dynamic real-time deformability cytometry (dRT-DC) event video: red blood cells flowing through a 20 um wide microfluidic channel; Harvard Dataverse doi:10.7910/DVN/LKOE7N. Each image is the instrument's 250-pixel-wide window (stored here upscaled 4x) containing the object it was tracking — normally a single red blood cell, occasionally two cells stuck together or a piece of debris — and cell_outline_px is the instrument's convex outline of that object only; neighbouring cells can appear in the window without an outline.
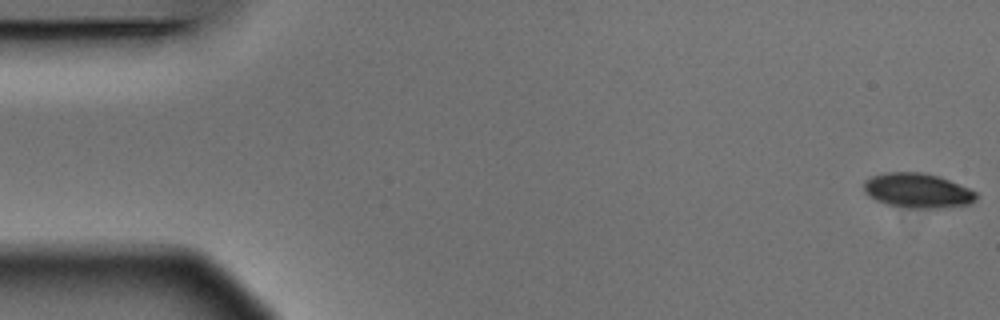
{"species": "Egyptian fruit bat (a non-hibernating species)", "species_latin": "Rousettus aegyptiacus", "temperature_condition": "warm", "stored_images_in_passage": 5, "camera_frame_rate_fps": 3000, "um_per_image_px": 0.085, "animal": {"sex": "male"}, "frame": {"image": 1, "passage_image": 1, "time_ms": 0.0, "image_size_px": [1000, 320], "cell_outline_px": [[980, 196], [976, 200], [968, 204], [940, 208], [920, 208], [888, 204], [876, 200], [868, 196], [864, 192], [864, 180], [872, 176], [884, 172], [924, 172], [948, 180], [968, 188], [976, 192]], "centroid_in_image_um": [77.98, 16.19], "position_along_channel_um": 7.0, "area_um2": 22.54}}
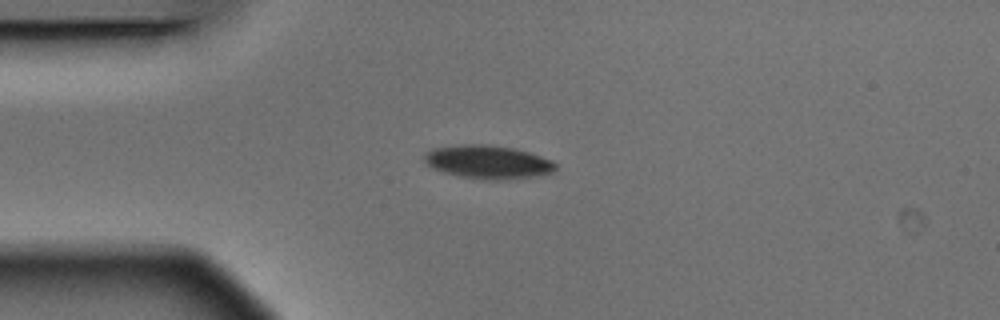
{"frame": {"image": 2, "passage_image": 4, "time_ms": 1.0, "image_size_px": [1000, 320], "cell_outline_px": [[556, 168], [552, 172], [540, 176], [496, 180], [484, 180], [460, 176], [444, 172], [432, 168], [424, 160], [424, 152], [432, 148], [464, 144], [480, 144], [512, 148], [528, 152], [552, 160], [556, 164]], "centroid_in_image_um": [41.46, 13.78], "position_along_channel_um": 43.5, "area_um2": 25.49}}